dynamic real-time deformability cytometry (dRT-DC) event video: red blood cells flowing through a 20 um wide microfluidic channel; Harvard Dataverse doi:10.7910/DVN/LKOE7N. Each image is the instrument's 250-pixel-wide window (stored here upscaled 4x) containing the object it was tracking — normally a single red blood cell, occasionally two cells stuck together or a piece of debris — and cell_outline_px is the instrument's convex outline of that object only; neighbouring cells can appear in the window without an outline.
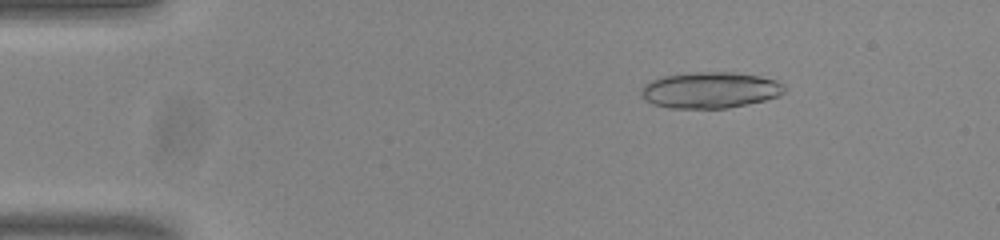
{"species": "common noctule bat (a hibernating species)", "species_latin": "Nyctalus noctula", "temperature_condition": "room temperature", "stored_images_in_passage": 53, "camera_frame_rate_fps": 3000, "um_per_image_px": 0.085, "animal": {"sex": "male", "body_mass_g": 20.0, "forearm_length_mm": 53.3}, "frame": {"image": 1, "passage_image": 8, "time_ms": 2.333, "image_size_px": [1000, 240], "cell_outline_px": [[784, 92], [780, 96], [764, 100], [728, 108], [668, 108], [652, 104], [644, 100], [640, 96], [640, 88], [644, 84], [652, 80], [664, 76], [696, 72], [736, 72], [760, 76], [776, 80], [784, 84]], "centroid_in_image_um": [60.33, 7.66], "position_along_channel_um": 24.7, "area_um2": 30.4}, "authors_computed_cell_mechanics": {"area_um2": 17.6868, "velocity_mm_per_s": 3.8207, "shape_relaxation_time_tau1_ms": 5.8451, "shape_relaxation_time_tau2_ms": 1.3494, "deformation_change_tau1": 0.2218, "deformation_change_tau2": 0.0546}}